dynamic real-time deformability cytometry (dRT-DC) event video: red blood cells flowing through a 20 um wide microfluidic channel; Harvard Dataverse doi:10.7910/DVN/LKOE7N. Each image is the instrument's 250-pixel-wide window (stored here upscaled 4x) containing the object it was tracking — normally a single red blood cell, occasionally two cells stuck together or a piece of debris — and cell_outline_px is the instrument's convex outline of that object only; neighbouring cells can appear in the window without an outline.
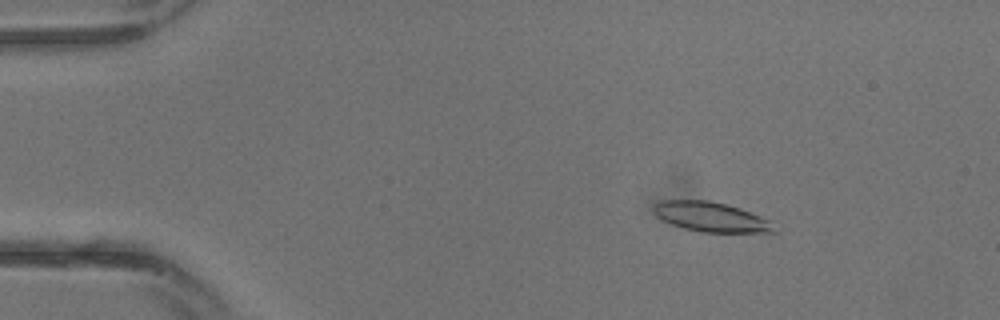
{"species": "common noctule bat (a hibernating species)", "species_latin": "Nyctalus noctula", "temperature_condition": "warm", "stored_images_in_passage": 21, "camera_frame_rate_fps": 3000, "um_per_image_px": 0.085, "animal": {"sex": "male", "body_mass_g": 13.3}, "frame": {"image": 1, "passage_image": 5, "time_ms": 1.333, "image_size_px": [1000, 320], "cell_outline_px": [[776, 232], [700, 232], [684, 228], [672, 224], [656, 216], [652, 208], [660, 200], [708, 200], [740, 208], [760, 216], [768, 220]], "centroid_in_image_um": [60.38, 18.43], "position_along_channel_um": 24.6, "area_um2": 20.52}}
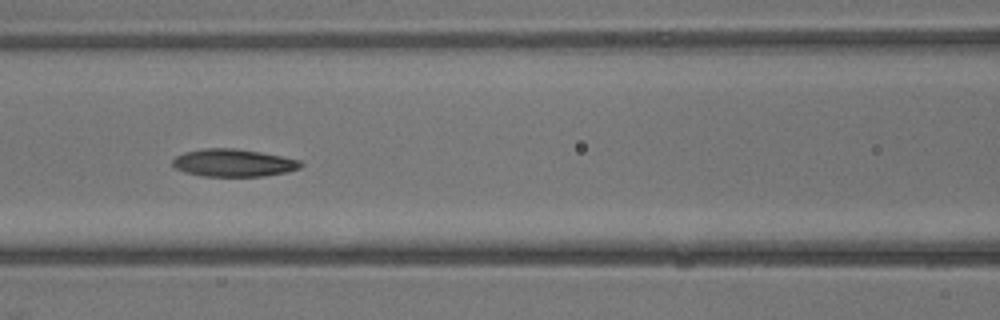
{"frame": {"image": 2, "passage_image": 14, "time_ms": 4.333, "image_size_px": [1000, 320], "cell_outline_px": [[304, 164], [300, 168], [288, 172], [264, 176], [200, 176], [184, 172], [176, 168], [172, 164], [172, 160], [176, 156], [184, 152], [204, 148], [236, 148], [260, 152], [300, 160]], "centroid_in_image_um": [19.84, 13.84], "position_along_channel_um": 146.8, "area_um2": 20.69}}
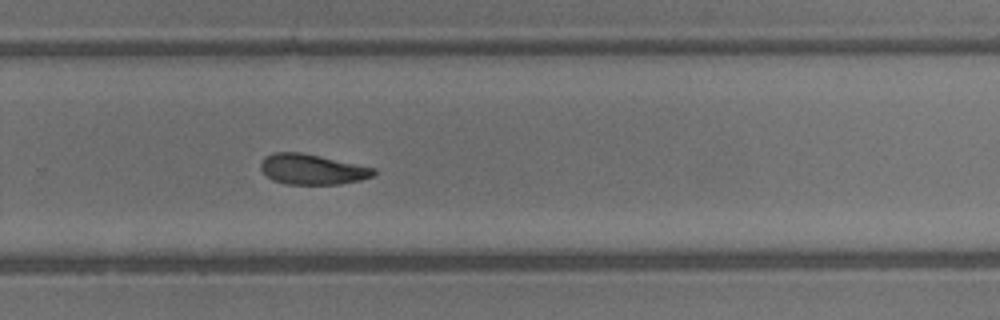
{"frame": {"image": 3, "passage_image": 21, "time_ms": 6.667, "image_size_px": [1000, 320], "cell_outline_px": [[376, 172], [372, 176], [360, 180], [340, 184], [284, 184], [272, 180], [260, 168], [260, 164], [264, 156], [272, 152], [300, 152], [320, 156], [376, 168]], "centroid_in_image_um": [26.51, 14.39], "position_along_channel_um": 303.3, "area_um2": 20.0}}